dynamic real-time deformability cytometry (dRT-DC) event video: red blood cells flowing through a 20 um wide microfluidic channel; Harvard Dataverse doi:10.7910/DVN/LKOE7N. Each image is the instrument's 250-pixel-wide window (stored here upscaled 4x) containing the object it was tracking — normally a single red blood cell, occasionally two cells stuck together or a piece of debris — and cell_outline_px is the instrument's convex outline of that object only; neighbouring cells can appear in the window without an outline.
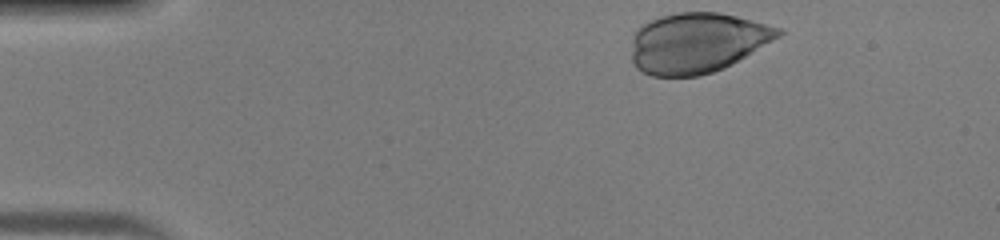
{"species": "human", "species_latin": "Homo sapiens", "temperature_condition": "warm", "stored_images_in_passage": 32, "camera_frame_rate_fps": 3000, "um_per_image_px": 0.085, "donor": {"sex": "male"}, "frame": {"image": 1, "passage_image": 1, "time_ms": 0.0, "image_size_px": [1000, 240], "cell_outline_px": [[784, 32], [780, 36], [732, 64], [724, 68], [700, 76], [652, 76], [636, 68], [632, 64], [632, 36], [636, 28], [648, 20], [660, 16], [676, 12], [720, 12], [736, 16], [780, 28]], "centroid_in_image_um": [59.21, 3.63], "position_along_channel_um": 25.8, "area_um2": 51.73}}
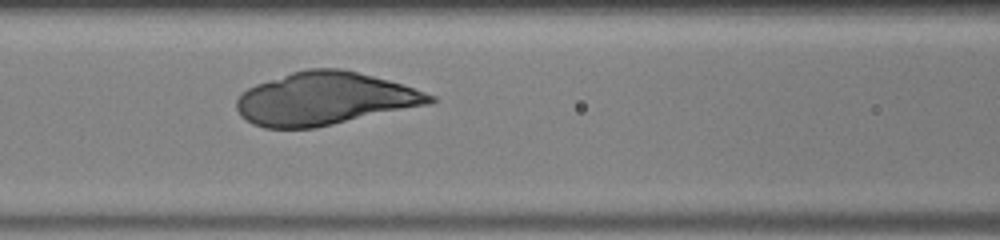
{"frame": {"image": 2, "passage_image": 14, "time_ms": 4.333, "image_size_px": [1000, 240], "cell_outline_px": [[440, 100], [432, 104], [316, 128], [264, 128], [252, 124], [240, 116], [236, 108], [236, 100], [248, 88], [256, 84], [292, 72], [308, 68], [340, 68], [388, 80], [436, 96]], "centroid_in_image_um": [27.62, 8.4], "position_along_channel_um": 139.0, "area_um2": 59.53}}
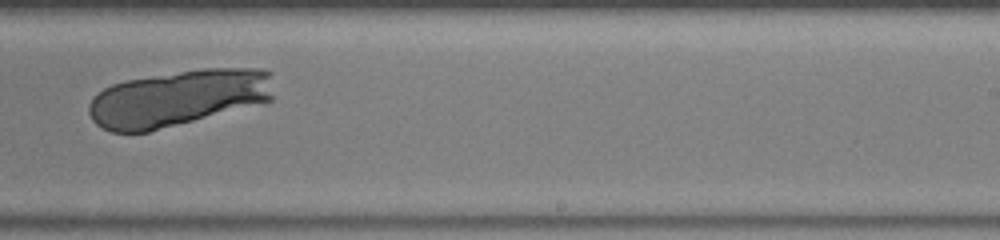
{"frame": {"image": 3, "passage_image": 23, "time_ms": 7.333, "image_size_px": [1000, 240], "cell_outline_px": [[272, 100], [148, 132], [112, 132], [96, 124], [92, 120], [88, 112], [88, 104], [104, 88], [112, 84], [128, 80], [204, 68], [260, 68], [272, 72]], "centroid_in_image_um": [15.15, 8.33], "position_along_channel_um": 273.8, "area_um2": 60.17}}